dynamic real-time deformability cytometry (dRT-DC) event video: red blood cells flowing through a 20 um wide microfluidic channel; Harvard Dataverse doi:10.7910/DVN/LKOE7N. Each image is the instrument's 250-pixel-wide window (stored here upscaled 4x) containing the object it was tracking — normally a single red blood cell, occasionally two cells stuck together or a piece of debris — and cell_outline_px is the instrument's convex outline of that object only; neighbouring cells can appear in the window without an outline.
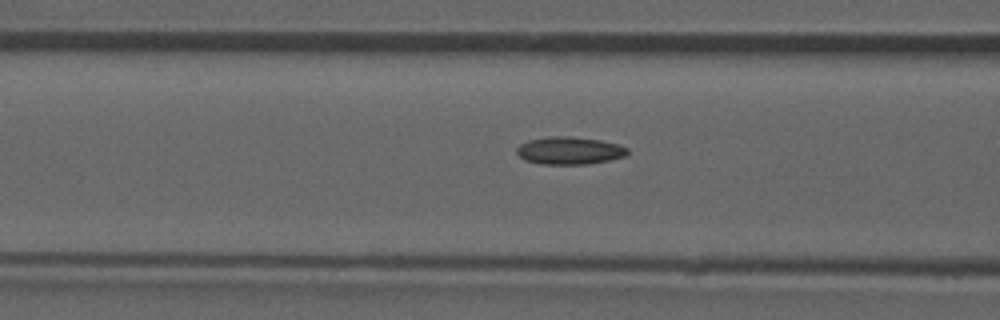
{"species": "common noctule bat (a hibernating species)", "species_latin": "Nyctalus noctula", "temperature_condition": "room temperature", "stored_images_in_passage": 36, "camera_frame_rate_fps": 3000, "um_per_image_px": 0.085, "animal": {"sex": "male", "forearm_length_mm": 52.5}, "frame": {"image": 1, "passage_image": 9, "time_ms": 2.667, "image_size_px": [1000, 320], "cell_outline_px": [[628, 152], [624, 156], [608, 160], [588, 164], [540, 164], [524, 160], [516, 152], [516, 148], [520, 144], [528, 140], [548, 136], [568, 136], [600, 140], [620, 144], [628, 148]], "centroid_in_image_um": [48.38, 12.79], "position_along_channel_um": 118.2, "area_um2": 17.86}, "authors_computed_cell_mechanics": {"area_um2": 16.9065, "velocity_mm_per_s": 3.9381, "shape_relaxation_time_tau1_ms": null, "shape_relaxation_time_tau2_ms": 3.1786, "deformation_change_tau1": null, "deformation_change_tau2": 0.0966}}